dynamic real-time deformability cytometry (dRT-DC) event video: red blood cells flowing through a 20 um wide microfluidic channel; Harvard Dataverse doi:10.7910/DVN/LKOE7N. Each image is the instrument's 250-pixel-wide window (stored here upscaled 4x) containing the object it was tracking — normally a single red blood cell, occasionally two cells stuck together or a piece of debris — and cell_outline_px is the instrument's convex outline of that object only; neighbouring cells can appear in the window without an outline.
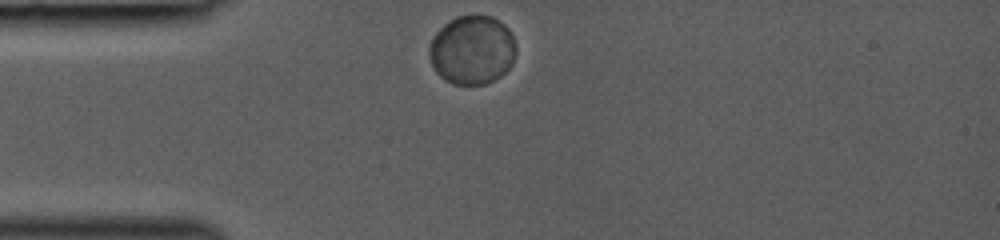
{"species": "common noctule bat (a hibernating species)", "species_latin": "Nyctalus noctula", "temperature_condition": "room temperature", "stored_images_in_passage": 33, "camera_frame_rate_fps": 3000, "um_per_image_px": 0.085, "animal": {"sex": "female", "body_mass_g": 19.0, "forearm_length_mm": 53.3}, "frame": {"image": 1, "passage_image": 1, "time_ms": 0.0, "image_size_px": [1000, 240], "cell_outline_px": [[516, 52], [512, 64], [500, 76], [484, 84], [452, 84], [440, 76], [436, 72], [432, 64], [428, 52], [428, 44], [432, 36], [448, 20], [456, 16], [492, 16], [504, 24], [508, 28], [516, 44]], "centroid_in_image_um": [40.11, 4.23], "position_along_channel_um": 44.9, "area_um2": 34.97}}
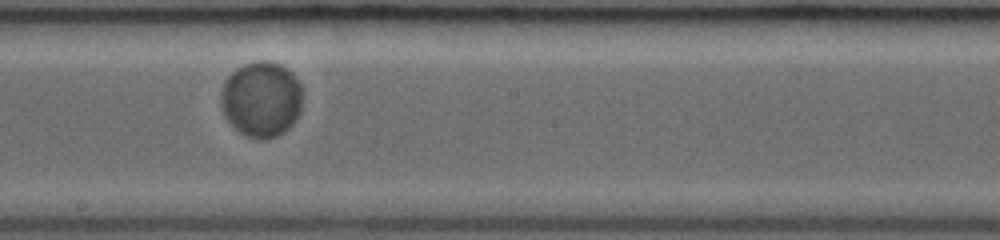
{"frame": {"image": 2, "passage_image": 15, "time_ms": 4.667, "image_size_px": [1000, 240], "cell_outline_px": [[300, 112], [292, 124], [288, 128], [276, 136], [244, 136], [224, 116], [220, 100], [224, 80], [236, 68], [244, 64], [256, 60], [268, 60], [280, 64], [292, 72], [300, 84]], "centroid_in_image_um": [22.19, 8.37], "position_along_channel_um": 226.0, "area_um2": 35.49}}
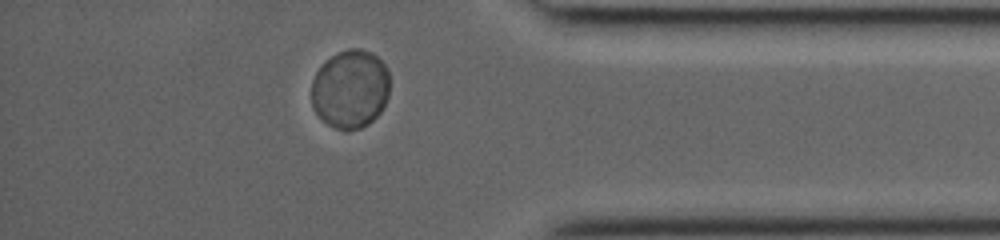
{"frame": {"image": 3, "passage_image": 28, "time_ms": 9.0, "image_size_px": [1000, 240], "cell_outline_px": [[388, 96], [380, 112], [368, 124], [360, 128], [336, 128], [328, 124], [312, 108], [312, 80], [316, 72], [324, 60], [348, 48], [360, 48], [372, 52], [388, 68]], "centroid_in_image_um": [29.77, 7.53], "position_along_channel_um": 405.4, "area_um2": 35.6}}